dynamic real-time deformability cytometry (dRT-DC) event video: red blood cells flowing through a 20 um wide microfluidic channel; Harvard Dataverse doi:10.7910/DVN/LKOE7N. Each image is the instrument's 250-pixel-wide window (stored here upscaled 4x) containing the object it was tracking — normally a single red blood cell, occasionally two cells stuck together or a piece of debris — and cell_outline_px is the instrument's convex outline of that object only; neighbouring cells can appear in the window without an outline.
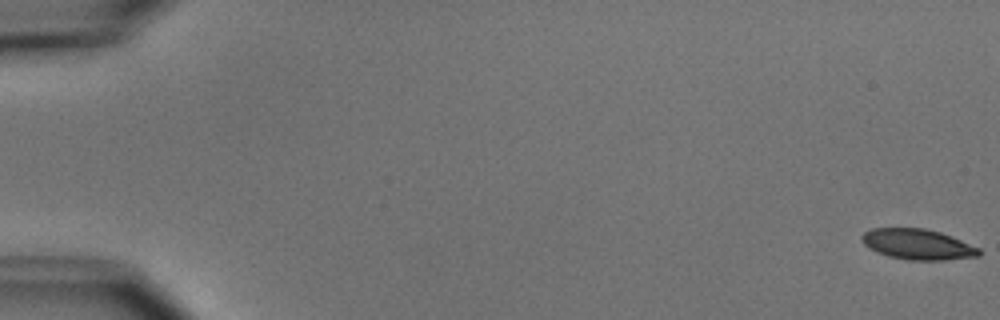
{"species": "common noctule bat (a hibernating species)", "species_latin": "Nyctalus noctula", "temperature_condition": "cold", "stored_images_in_passage": 54, "camera_frame_rate_fps": 3000, "um_per_image_px": 0.085, "animal": {"sex": "male", "body_mass_g": 15.6}, "frame": {"image": 1, "passage_image": 1, "time_ms": 0.0, "image_size_px": [1000, 320], "cell_outline_px": [[980, 256], [944, 260], [908, 260], [888, 256], [876, 252], [868, 248], [860, 240], [860, 236], [864, 232], [872, 228], [924, 228], [940, 232], [980, 248]], "centroid_in_image_um": [77.96, 20.77], "position_along_channel_um": 7.0, "area_um2": 20.92}}
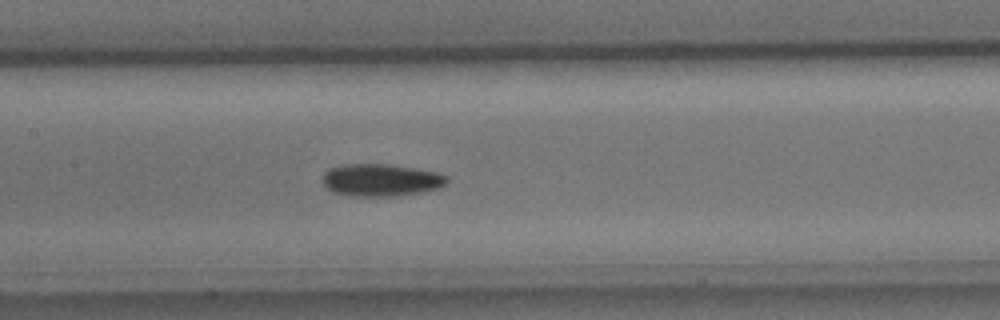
{"frame": {"image": 2, "passage_image": 27, "time_ms": 8.667, "image_size_px": [1000, 320], "cell_outline_px": [[448, 180], [440, 188], [400, 196], [348, 196], [332, 192], [324, 184], [324, 172], [328, 168], [344, 164], [388, 164], [416, 168], [436, 172], [448, 176]], "centroid_in_image_um": [32.38, 15.3], "position_along_channel_um": 175.0, "area_um2": 23.58}}
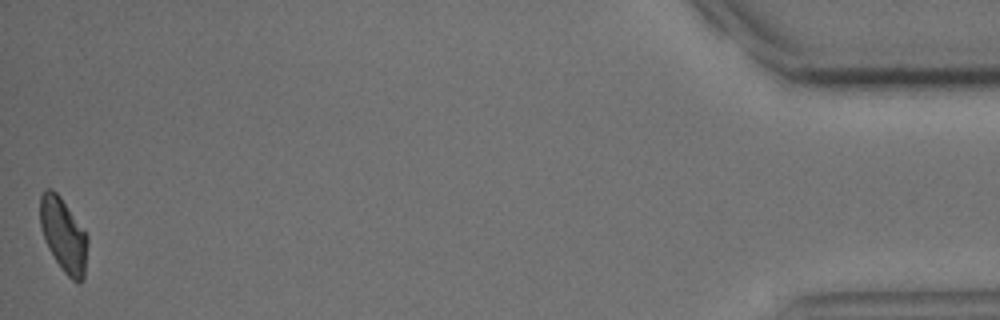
{"frame": {"image": 3, "passage_image": 54, "time_ms": 17.667, "image_size_px": [1000, 320], "cell_outline_px": [[88, 240], [84, 280], [80, 284], [72, 280], [64, 272], [48, 248], [44, 240], [40, 228], [40, 196], [44, 188], [52, 188], [60, 196], [88, 236]], "centroid_in_image_um": [5.39, 19.98], "position_along_channel_um": 429.8, "area_um2": 20.58}, "authors_computed_cell_mechanics": {"area_um2": 21.3571, "velocity_mm_per_s": 3.7948, "shape_relaxation_time_tau1_ms": 3.7231, "shape_relaxation_time_tau2_ms": null, "deformation_change_tau1": 0.1077, "deformation_change_tau2": null}}